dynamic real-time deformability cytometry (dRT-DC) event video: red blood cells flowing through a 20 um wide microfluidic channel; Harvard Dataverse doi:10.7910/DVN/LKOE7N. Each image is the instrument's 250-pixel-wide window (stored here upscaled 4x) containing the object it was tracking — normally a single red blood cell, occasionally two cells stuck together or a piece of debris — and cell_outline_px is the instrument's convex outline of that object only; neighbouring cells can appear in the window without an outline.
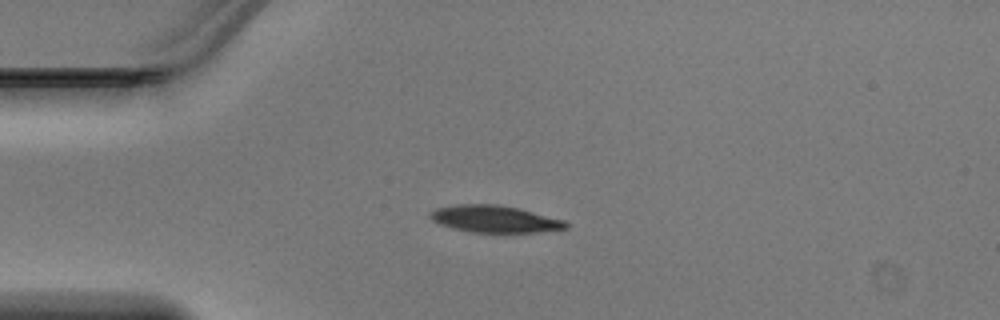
{"species": "Egyptian fruit bat (a non-hibernating species)", "species_latin": "Rousettus aegyptiacus", "temperature_condition": "warm", "stored_images_in_passage": 36, "camera_frame_rate_fps": 3000, "um_per_image_px": 0.085, "animal": {"sex": "male"}, "frame": {"image": 1, "passage_image": 1, "time_ms": 0.0, "image_size_px": [1000, 320], "cell_outline_px": [[568, 228], [536, 232], [472, 232], [456, 228], [432, 220], [428, 212], [436, 208], [456, 204], [496, 204], [520, 208], [564, 220], [568, 224]], "centroid_in_image_um": [42.07, 18.6], "position_along_channel_um": 42.9, "area_um2": 21.1}}
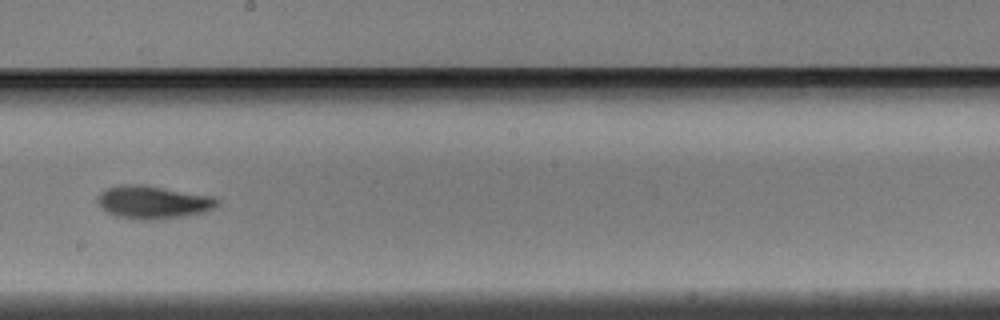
{"frame": {"image": 2, "passage_image": 16, "time_ms": 5.0, "image_size_px": [1000, 320], "cell_outline_px": [[220, 204], [216, 208], [204, 212], [184, 216], [152, 220], [140, 220], [116, 216], [108, 212], [96, 200], [96, 196], [104, 188], [120, 184], [144, 184], [212, 196], [220, 200]], "centroid_in_image_um": [13.02, 17.17], "position_along_channel_um": 235.2, "area_um2": 23.29}}
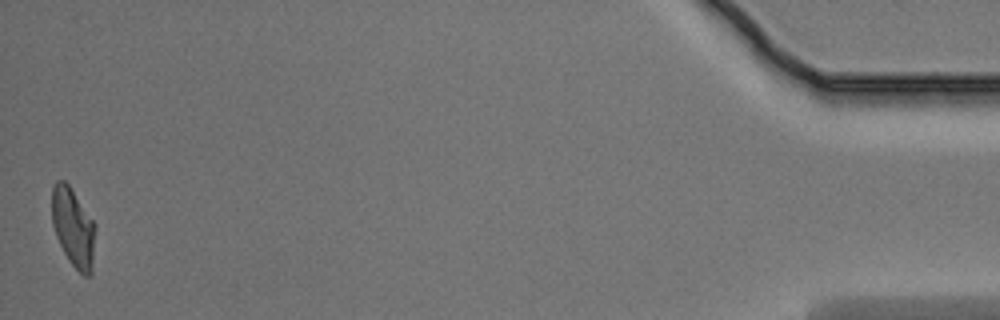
{"frame": {"image": 3, "passage_image": 36, "time_ms": 11.667, "image_size_px": [1000, 320], "cell_outline_px": [[96, 224], [92, 272], [88, 276], [84, 276], [68, 260], [56, 236], [52, 224], [52, 184], [56, 180], [64, 180], [68, 184]], "centroid_in_image_um": [6.23, 19.32], "position_along_channel_um": 429.0, "area_um2": 20.0}}